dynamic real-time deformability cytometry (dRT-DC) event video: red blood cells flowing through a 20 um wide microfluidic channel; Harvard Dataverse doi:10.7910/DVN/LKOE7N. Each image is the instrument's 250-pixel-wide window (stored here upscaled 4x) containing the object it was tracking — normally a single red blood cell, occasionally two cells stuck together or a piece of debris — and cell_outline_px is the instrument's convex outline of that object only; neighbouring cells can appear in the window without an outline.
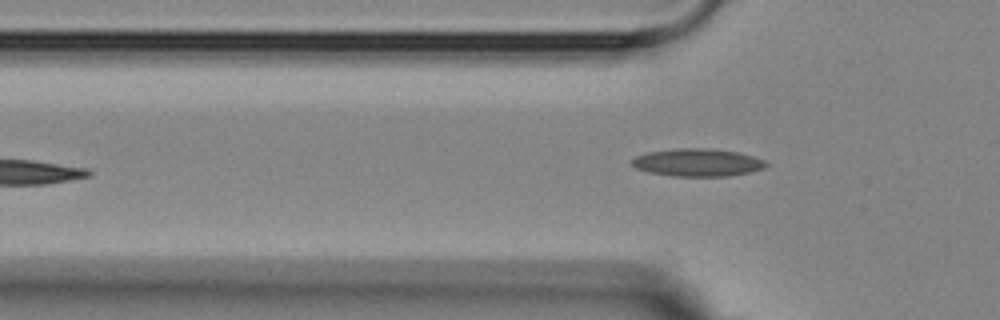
{"species": "Egyptian fruit bat (a non-hibernating species)", "species_latin": "Rousettus aegyptiacus", "temperature_condition": "room temperature", "stored_images_in_passage": 2, "camera_frame_rate_fps": 3000, "um_per_image_px": 0.085, "animal": {"sex": "female"}, "frame": {"image": 1, "passage_image": 2, "time_ms": 1.333, "image_size_px": [1000, 320], "cell_outline_px": [[768, 164], [764, 168], [748, 172], [728, 176], [672, 176], [648, 172], [636, 168], [632, 164], [632, 160], [636, 156], [648, 152], [672, 148], [712, 148], [740, 152], [764, 160]], "centroid_in_image_um": [59.29, 13.8], "position_along_channel_um": 66.5, "area_um2": 21.73}}